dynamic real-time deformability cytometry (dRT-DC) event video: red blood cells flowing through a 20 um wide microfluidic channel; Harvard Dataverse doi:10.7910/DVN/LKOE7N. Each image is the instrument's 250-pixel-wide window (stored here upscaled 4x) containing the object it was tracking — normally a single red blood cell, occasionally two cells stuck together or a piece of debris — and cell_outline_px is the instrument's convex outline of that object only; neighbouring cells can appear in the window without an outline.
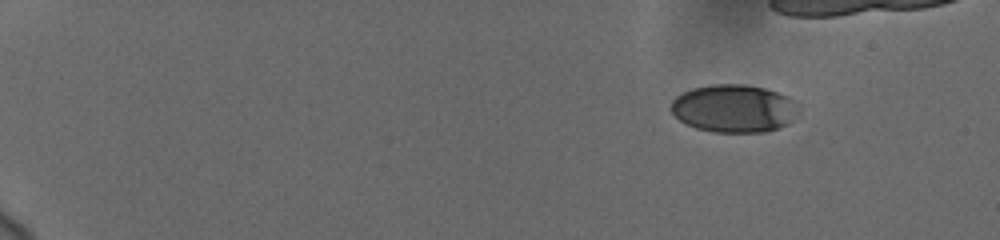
{"species": "human", "species_latin": "Homo sapiens", "temperature_condition": "cold", "stored_images_in_passage": 16, "segment_of_instrument_passage": [1, 2], "camera_frame_rate_fps": 3000, "um_per_image_px": 0.085, "donor": {"sex": "female"}, "frame": {"image": 1, "passage_image": 1, "time_ms": 0.0, "image_size_px": [1000, 240], "cell_outline_px": [[800, 112], [788, 124], [764, 132], [712, 132], [696, 128], [680, 120], [672, 112], [672, 100], [676, 96], [692, 88], [712, 84], [744, 84], [764, 88], [788, 96], [796, 100], [800, 108]], "centroid_in_image_um": [62.43, 9.21], "position_along_channel_um": 22.6, "area_um2": 35.72}}
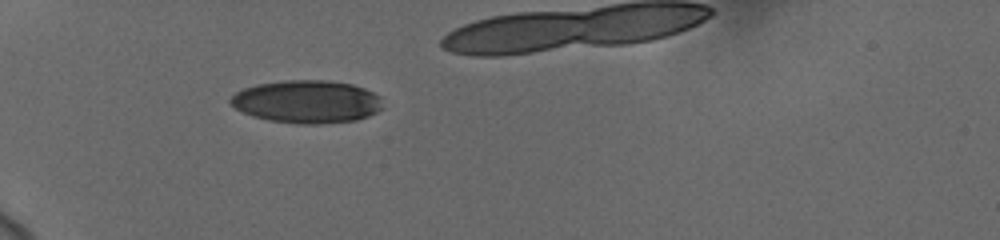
{"frame": {"image": 2, "passage_image": 10, "time_ms": 4.333, "image_size_px": [1000, 240], "cell_outline_px": [[384, 108], [368, 116], [356, 120], [320, 124], [296, 124], [268, 120], [252, 116], [236, 108], [228, 100], [236, 92], [244, 88], [256, 84], [284, 80], [328, 80], [352, 84], [364, 88], [380, 96]], "centroid_in_image_um": [26.1, 8.64], "position_along_channel_um": 58.9, "area_um2": 38.21}}
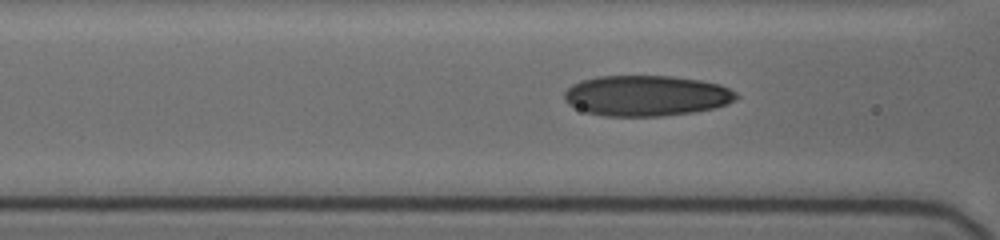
{"frame": {"image": 3, "passage_image": 14, "time_ms": 6.333, "image_size_px": [1000, 240], "cell_outline_px": [[740, 96], [736, 100], [712, 108], [692, 112], [660, 116], [604, 116], [584, 112], [568, 104], [564, 100], [564, 92], [572, 84], [580, 80], [596, 76], [672, 76], [700, 80], [720, 84], [736, 92]], "centroid_in_image_um": [54.9, 8.13], "position_along_channel_um": 111.7, "area_um2": 40.86}}